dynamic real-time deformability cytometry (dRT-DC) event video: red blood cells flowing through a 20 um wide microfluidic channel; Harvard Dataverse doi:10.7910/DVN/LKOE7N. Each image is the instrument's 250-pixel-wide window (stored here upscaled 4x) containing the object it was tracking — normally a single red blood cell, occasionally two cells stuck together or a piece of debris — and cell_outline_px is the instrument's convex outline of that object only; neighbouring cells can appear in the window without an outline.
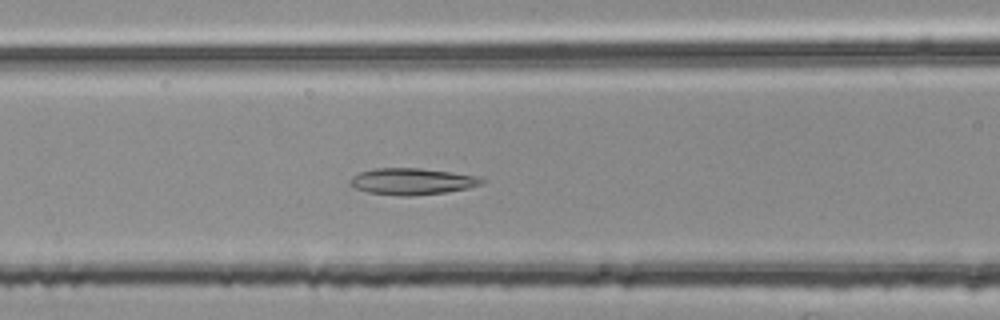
{"species": "common noctule bat (a hibernating species)", "species_latin": "Nyctalus noctula", "temperature_condition": "room temperature", "stored_images_in_passage": 50, "camera_frame_rate_fps": 3000, "um_per_image_px": 0.085, "animal": {"sex": "female", "body_mass_g": 25.1}, "frame": {"image": 1, "passage_image": 20, "time_ms": 6.333, "image_size_px": [1000, 320], "cell_outline_px": [[484, 180], [480, 184], [468, 188], [444, 192], [412, 196], [400, 196], [368, 192], [356, 188], [348, 184], [348, 180], [352, 176], [360, 172], [376, 168], [420, 168], [452, 172], [476, 176]], "centroid_in_image_um": [34.97, 15.42], "position_along_channel_um": 131.6, "area_um2": 20.23}}
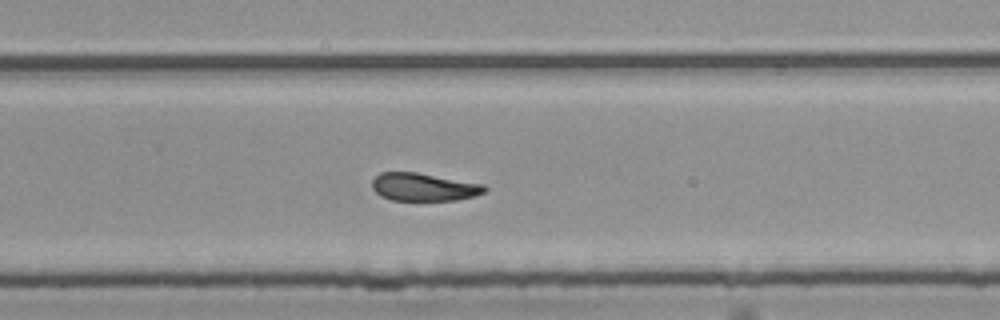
{"frame": {"image": 2, "passage_image": 33, "time_ms": 10.667, "image_size_px": [1000, 320], "cell_outline_px": [[488, 188], [484, 192], [476, 196], [456, 200], [392, 200], [380, 196], [372, 188], [372, 180], [380, 172], [416, 172], [484, 184]], "centroid_in_image_um": [36.02, 15.89], "position_along_channel_um": 293.8, "area_um2": 18.32}}
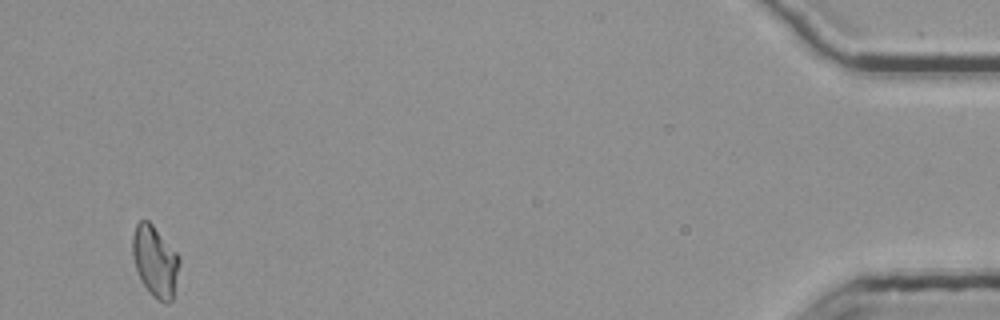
{"frame": {"image": 3, "passage_image": 50, "time_ms": 16.333, "image_size_px": [1000, 320], "cell_outline_px": [[180, 264], [172, 300], [168, 304], [164, 304], [156, 300], [152, 296], [144, 284], [136, 268], [132, 252], [132, 236], [136, 224], [140, 220], [148, 220], [152, 224], [180, 256]], "centroid_in_image_um": [13.2, 22.22], "position_along_channel_um": 422.0, "area_um2": 19.36}, "authors_computed_cell_mechanics": {"area_um2": 19.4208, "velocity_mm_per_s": 3.7562, "shape_relaxation_time_tau1_ms": 4.9595, "shape_relaxation_time_tau2_ms": 2.0493, "deformation_change_tau1": 0.1323, "deformation_change_tau2": 0.0944}}